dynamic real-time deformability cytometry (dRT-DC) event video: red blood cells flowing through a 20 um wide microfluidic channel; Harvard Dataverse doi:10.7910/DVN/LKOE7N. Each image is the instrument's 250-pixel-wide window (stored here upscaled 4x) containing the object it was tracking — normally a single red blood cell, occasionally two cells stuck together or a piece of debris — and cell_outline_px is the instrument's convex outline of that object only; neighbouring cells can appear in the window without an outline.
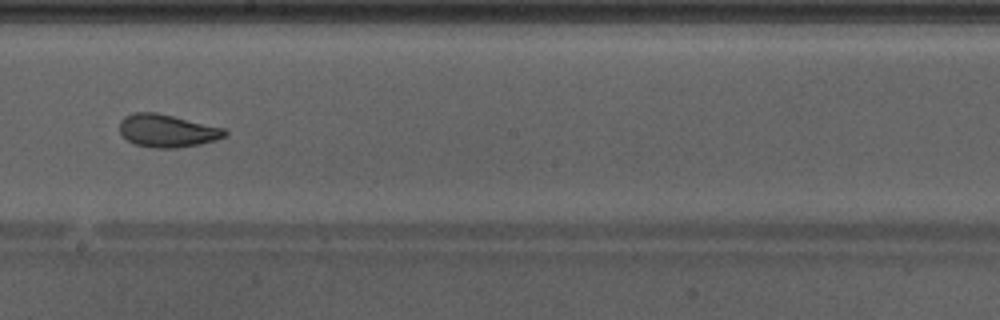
{"species": "Egyptian fruit bat (a non-hibernating species)", "species_latin": "Rousettus aegyptiacus", "temperature_condition": "warm", "stored_images_in_passage": 49, "camera_frame_rate_fps": 3000, "um_per_image_px": 0.085, "animal": {"sex": "male"}, "frame": {"image": 1, "passage_image": 28, "time_ms": 9.0, "image_size_px": [1000, 320], "cell_outline_px": [[228, 132], [224, 136], [216, 140], [200, 144], [176, 148], [152, 148], [136, 144], [128, 140], [120, 132], [120, 120], [124, 116], [136, 112], [156, 112], [224, 128]], "centroid_in_image_um": [14.2, 11.11], "position_along_channel_um": 234.0, "area_um2": 20.0}, "authors_computed_cell_mechanics": {"area_um2": 21.6172, "velocity_mm_per_s": 4.2738, "shape_relaxation_time_tau1_ms": 5.1388, "shape_relaxation_time_tau2_ms": 1.0479, "deformation_change_tau1": 0.1607, "deformation_change_tau2": 0.0794}}